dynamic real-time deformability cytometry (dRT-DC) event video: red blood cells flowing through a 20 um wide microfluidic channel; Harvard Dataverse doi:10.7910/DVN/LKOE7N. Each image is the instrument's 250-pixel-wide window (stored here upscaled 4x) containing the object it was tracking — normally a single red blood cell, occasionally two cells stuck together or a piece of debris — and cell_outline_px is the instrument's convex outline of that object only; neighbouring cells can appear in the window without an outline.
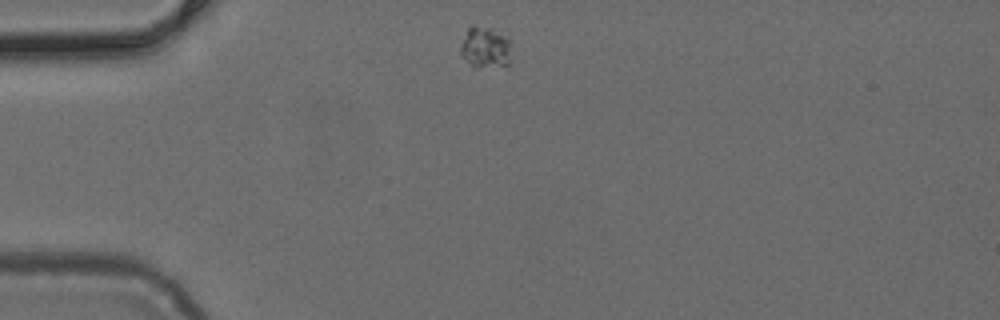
{"species": "common noctule bat (a hibernating species)", "species_latin": "Nyctalus noctula", "temperature_condition": "cold", "stored_images_in_passage": 39, "camera_frame_rate_fps": 3000, "um_per_image_px": 0.085, "animal": {"sex": "female", "body_mass_g": 24.6, "forearm_length_mm": 56.2}, "frame": {"image": 1, "passage_image": 1, "time_ms": 0.0, "image_size_px": [1000, 320], "cell_outline_px": [[508, 64], [476, 68], [472, 68], [460, 52], [460, 44], [468, 28], [472, 24], [492, 28], [508, 36]], "centroid_in_image_um": [41.19, 4.0], "position_along_channel_um": 43.8, "area_um2": 12.14}}
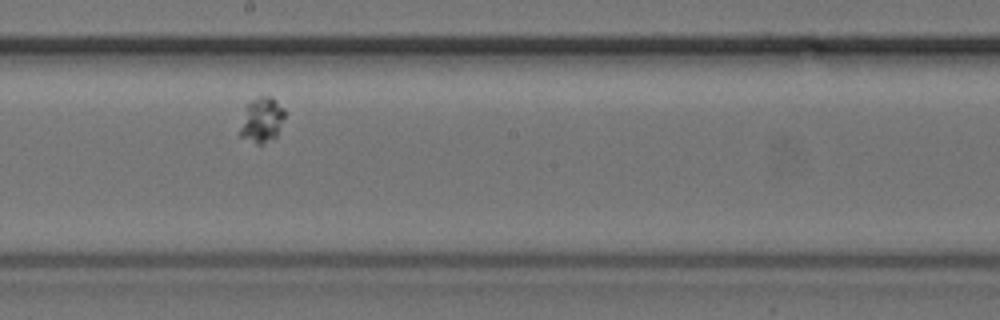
{"frame": {"image": 2, "passage_image": 17, "time_ms": 5.333, "image_size_px": [1000, 320], "cell_outline_px": [[284, 116], [276, 136], [272, 140], [264, 144], [256, 144], [240, 136], [240, 128], [248, 104], [252, 100], [260, 96], [272, 96], [284, 108]], "centroid_in_image_um": [22.27, 10.21], "position_along_channel_um": 225.9, "area_um2": 11.5}}
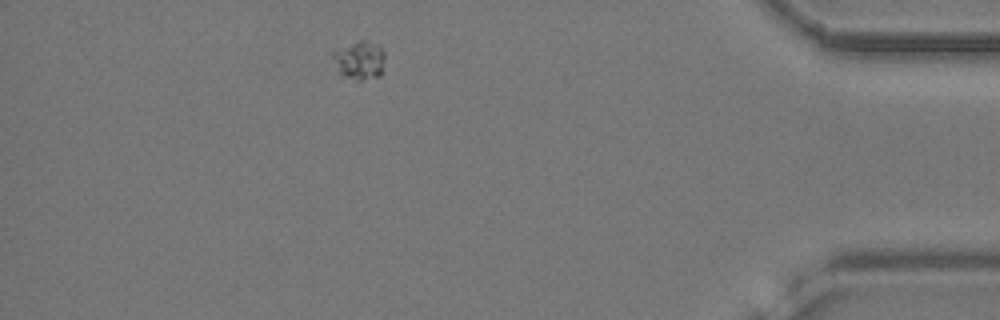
{"frame": {"image": 3, "passage_image": 34, "time_ms": 11.0, "image_size_px": [1000, 320], "cell_outline_px": [[384, 60], [380, 76], [360, 80], [356, 80], [340, 76], [332, 56], [332, 52], [360, 40], [368, 40], [380, 44], [384, 52]], "centroid_in_image_um": [30.58, 5.12], "position_along_channel_um": 404.6, "area_um2": 11.73}}